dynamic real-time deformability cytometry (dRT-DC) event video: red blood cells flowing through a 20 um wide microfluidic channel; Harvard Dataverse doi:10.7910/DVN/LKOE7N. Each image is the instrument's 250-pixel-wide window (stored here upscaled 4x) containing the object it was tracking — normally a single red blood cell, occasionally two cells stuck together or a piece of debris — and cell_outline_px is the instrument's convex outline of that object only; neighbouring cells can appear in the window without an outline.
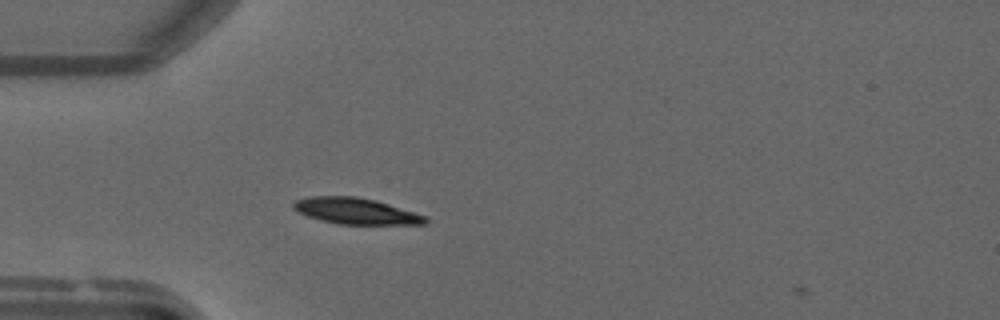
{"species": "common noctule bat (a hibernating species)", "species_latin": "Nyctalus noctula", "temperature_condition": "warm", "stored_images_in_passage": 3, "camera_frame_rate_fps": 3000, "um_per_image_px": 0.085, "animal": {"sex": "male", "forearm_length_mm": 52.5}, "frame": {"image": 1, "passage_image": 2, "time_ms": 0.333, "image_size_px": [1000, 320], "cell_outline_px": [[428, 224], [336, 224], [308, 216], [292, 208], [292, 204], [296, 200], [312, 196], [356, 196], [376, 200], [428, 216]], "centroid_in_image_um": [30.29, 17.94], "position_along_channel_um": 54.7, "area_um2": 20.11}}